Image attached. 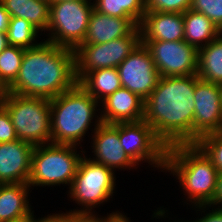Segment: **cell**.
I'll use <instances>...</instances> for the list:
<instances>
[{"label":"cell","mask_w":222,"mask_h":222,"mask_svg":"<svg viewBox=\"0 0 222 222\" xmlns=\"http://www.w3.org/2000/svg\"><path fill=\"white\" fill-rule=\"evenodd\" d=\"M195 75L160 76L144 101L143 120L168 148L193 144Z\"/></svg>","instance_id":"6da1fadb"},{"label":"cell","mask_w":222,"mask_h":222,"mask_svg":"<svg viewBox=\"0 0 222 222\" xmlns=\"http://www.w3.org/2000/svg\"><path fill=\"white\" fill-rule=\"evenodd\" d=\"M77 83L74 50L45 40L25 49L19 74L6 92L53 99Z\"/></svg>","instance_id":"7a4b0ae2"},{"label":"cell","mask_w":222,"mask_h":222,"mask_svg":"<svg viewBox=\"0 0 222 222\" xmlns=\"http://www.w3.org/2000/svg\"><path fill=\"white\" fill-rule=\"evenodd\" d=\"M165 171L177 177L187 194V201L195 206L210 205L217 187L218 171L196 144L168 147ZM189 199V200H188Z\"/></svg>","instance_id":"3957f363"},{"label":"cell","mask_w":222,"mask_h":222,"mask_svg":"<svg viewBox=\"0 0 222 222\" xmlns=\"http://www.w3.org/2000/svg\"><path fill=\"white\" fill-rule=\"evenodd\" d=\"M98 103L78 83L50 99L51 143L79 146L100 110Z\"/></svg>","instance_id":"277c9868"},{"label":"cell","mask_w":222,"mask_h":222,"mask_svg":"<svg viewBox=\"0 0 222 222\" xmlns=\"http://www.w3.org/2000/svg\"><path fill=\"white\" fill-rule=\"evenodd\" d=\"M1 104L10 114L19 140L34 146L51 143L50 99L6 92Z\"/></svg>","instance_id":"5b68a950"},{"label":"cell","mask_w":222,"mask_h":222,"mask_svg":"<svg viewBox=\"0 0 222 222\" xmlns=\"http://www.w3.org/2000/svg\"><path fill=\"white\" fill-rule=\"evenodd\" d=\"M77 146L48 143L37 145L32 155L31 171L28 185L71 187L82 154L77 153Z\"/></svg>","instance_id":"8992f818"},{"label":"cell","mask_w":222,"mask_h":222,"mask_svg":"<svg viewBox=\"0 0 222 222\" xmlns=\"http://www.w3.org/2000/svg\"><path fill=\"white\" fill-rule=\"evenodd\" d=\"M113 170L103 164L96 163L86 156H82L71 187L69 197L82 209L70 210L72 213H94L93 208L110 200L113 196L116 178Z\"/></svg>","instance_id":"52a82bcc"},{"label":"cell","mask_w":222,"mask_h":222,"mask_svg":"<svg viewBox=\"0 0 222 222\" xmlns=\"http://www.w3.org/2000/svg\"><path fill=\"white\" fill-rule=\"evenodd\" d=\"M92 0L60 1L50 3L49 32L46 41L60 47L75 50L86 35L90 14L94 10Z\"/></svg>","instance_id":"ba28073f"},{"label":"cell","mask_w":222,"mask_h":222,"mask_svg":"<svg viewBox=\"0 0 222 222\" xmlns=\"http://www.w3.org/2000/svg\"><path fill=\"white\" fill-rule=\"evenodd\" d=\"M141 43V31L135 27L127 36L101 44H80L75 50V75L79 83L89 72L117 68Z\"/></svg>","instance_id":"9c48e42d"},{"label":"cell","mask_w":222,"mask_h":222,"mask_svg":"<svg viewBox=\"0 0 222 222\" xmlns=\"http://www.w3.org/2000/svg\"><path fill=\"white\" fill-rule=\"evenodd\" d=\"M118 134L124 151L137 165L144 161L165 170L167 147L144 120L118 123Z\"/></svg>","instance_id":"30bf717a"},{"label":"cell","mask_w":222,"mask_h":222,"mask_svg":"<svg viewBox=\"0 0 222 222\" xmlns=\"http://www.w3.org/2000/svg\"><path fill=\"white\" fill-rule=\"evenodd\" d=\"M149 50L160 76L175 77L197 74L198 50L184 40H141Z\"/></svg>","instance_id":"8fae6325"},{"label":"cell","mask_w":222,"mask_h":222,"mask_svg":"<svg viewBox=\"0 0 222 222\" xmlns=\"http://www.w3.org/2000/svg\"><path fill=\"white\" fill-rule=\"evenodd\" d=\"M121 85L144 101L155 89L160 78L149 50L140 43L117 67Z\"/></svg>","instance_id":"7c38bea8"},{"label":"cell","mask_w":222,"mask_h":222,"mask_svg":"<svg viewBox=\"0 0 222 222\" xmlns=\"http://www.w3.org/2000/svg\"><path fill=\"white\" fill-rule=\"evenodd\" d=\"M193 144L209 133L222 132V99L219 84L195 75Z\"/></svg>","instance_id":"4fadbf2b"},{"label":"cell","mask_w":222,"mask_h":222,"mask_svg":"<svg viewBox=\"0 0 222 222\" xmlns=\"http://www.w3.org/2000/svg\"><path fill=\"white\" fill-rule=\"evenodd\" d=\"M94 135L92 138L93 159L90 160L105 165L115 171V168L131 169L137 164L126 154L120 144L117 124L102 123L101 117L97 116L94 123Z\"/></svg>","instance_id":"5bb4252c"},{"label":"cell","mask_w":222,"mask_h":222,"mask_svg":"<svg viewBox=\"0 0 222 222\" xmlns=\"http://www.w3.org/2000/svg\"><path fill=\"white\" fill-rule=\"evenodd\" d=\"M34 148L19 139L0 143V181L28 184Z\"/></svg>","instance_id":"9a60e30c"},{"label":"cell","mask_w":222,"mask_h":222,"mask_svg":"<svg viewBox=\"0 0 222 222\" xmlns=\"http://www.w3.org/2000/svg\"><path fill=\"white\" fill-rule=\"evenodd\" d=\"M100 104L102 111L99 116L102 123L117 124L143 120L144 100L127 88H119Z\"/></svg>","instance_id":"2e32d148"},{"label":"cell","mask_w":222,"mask_h":222,"mask_svg":"<svg viewBox=\"0 0 222 222\" xmlns=\"http://www.w3.org/2000/svg\"><path fill=\"white\" fill-rule=\"evenodd\" d=\"M139 28L141 40H184L183 13L146 12Z\"/></svg>","instance_id":"e0dca14e"},{"label":"cell","mask_w":222,"mask_h":222,"mask_svg":"<svg viewBox=\"0 0 222 222\" xmlns=\"http://www.w3.org/2000/svg\"><path fill=\"white\" fill-rule=\"evenodd\" d=\"M135 27L138 25L131 18L112 17L93 10L82 44H101L125 37Z\"/></svg>","instance_id":"ac0fdd59"},{"label":"cell","mask_w":222,"mask_h":222,"mask_svg":"<svg viewBox=\"0 0 222 222\" xmlns=\"http://www.w3.org/2000/svg\"><path fill=\"white\" fill-rule=\"evenodd\" d=\"M30 188L24 183L3 184L0 190V222H14L33 213L28 199Z\"/></svg>","instance_id":"d6986e66"},{"label":"cell","mask_w":222,"mask_h":222,"mask_svg":"<svg viewBox=\"0 0 222 222\" xmlns=\"http://www.w3.org/2000/svg\"><path fill=\"white\" fill-rule=\"evenodd\" d=\"M11 17L27 20L38 31H47L50 2L47 0H0Z\"/></svg>","instance_id":"ffe728a7"},{"label":"cell","mask_w":222,"mask_h":222,"mask_svg":"<svg viewBox=\"0 0 222 222\" xmlns=\"http://www.w3.org/2000/svg\"><path fill=\"white\" fill-rule=\"evenodd\" d=\"M183 20L184 41L197 50L216 39L222 33L203 13L189 9L183 13Z\"/></svg>","instance_id":"44dd1931"},{"label":"cell","mask_w":222,"mask_h":222,"mask_svg":"<svg viewBox=\"0 0 222 222\" xmlns=\"http://www.w3.org/2000/svg\"><path fill=\"white\" fill-rule=\"evenodd\" d=\"M197 76L206 82L222 83V33L198 50Z\"/></svg>","instance_id":"7402d4cb"},{"label":"cell","mask_w":222,"mask_h":222,"mask_svg":"<svg viewBox=\"0 0 222 222\" xmlns=\"http://www.w3.org/2000/svg\"><path fill=\"white\" fill-rule=\"evenodd\" d=\"M78 84L99 103L122 87L117 68L89 72Z\"/></svg>","instance_id":"603a6c76"},{"label":"cell","mask_w":222,"mask_h":222,"mask_svg":"<svg viewBox=\"0 0 222 222\" xmlns=\"http://www.w3.org/2000/svg\"><path fill=\"white\" fill-rule=\"evenodd\" d=\"M94 10L119 18H131L138 26L146 13L145 0H95Z\"/></svg>","instance_id":"cb8c5ba5"},{"label":"cell","mask_w":222,"mask_h":222,"mask_svg":"<svg viewBox=\"0 0 222 222\" xmlns=\"http://www.w3.org/2000/svg\"><path fill=\"white\" fill-rule=\"evenodd\" d=\"M6 33L10 46L27 49L39 44L35 39L37 38L39 31L25 19L11 17Z\"/></svg>","instance_id":"d4e9b609"},{"label":"cell","mask_w":222,"mask_h":222,"mask_svg":"<svg viewBox=\"0 0 222 222\" xmlns=\"http://www.w3.org/2000/svg\"><path fill=\"white\" fill-rule=\"evenodd\" d=\"M24 51V48L9 45L0 53V83L5 89L17 78Z\"/></svg>","instance_id":"484cf974"},{"label":"cell","mask_w":222,"mask_h":222,"mask_svg":"<svg viewBox=\"0 0 222 222\" xmlns=\"http://www.w3.org/2000/svg\"><path fill=\"white\" fill-rule=\"evenodd\" d=\"M195 144L211 160L218 173H222V132L206 134Z\"/></svg>","instance_id":"4316f807"},{"label":"cell","mask_w":222,"mask_h":222,"mask_svg":"<svg viewBox=\"0 0 222 222\" xmlns=\"http://www.w3.org/2000/svg\"><path fill=\"white\" fill-rule=\"evenodd\" d=\"M190 9L203 13L222 32V0H191Z\"/></svg>","instance_id":"83f0119b"},{"label":"cell","mask_w":222,"mask_h":222,"mask_svg":"<svg viewBox=\"0 0 222 222\" xmlns=\"http://www.w3.org/2000/svg\"><path fill=\"white\" fill-rule=\"evenodd\" d=\"M146 12L185 13L191 0H145Z\"/></svg>","instance_id":"f1b7e54d"},{"label":"cell","mask_w":222,"mask_h":222,"mask_svg":"<svg viewBox=\"0 0 222 222\" xmlns=\"http://www.w3.org/2000/svg\"><path fill=\"white\" fill-rule=\"evenodd\" d=\"M15 128L7 109L0 104V143L17 140Z\"/></svg>","instance_id":"f546056e"},{"label":"cell","mask_w":222,"mask_h":222,"mask_svg":"<svg viewBox=\"0 0 222 222\" xmlns=\"http://www.w3.org/2000/svg\"><path fill=\"white\" fill-rule=\"evenodd\" d=\"M219 204L221 206H218V207L222 208V173L218 174L216 193H215V196H214V199H213L212 203L210 205H197V206H194V207L199 209L197 211L204 210V211H201V212L205 213V209H206L207 206L211 207V205H212V207H215L216 205H219Z\"/></svg>","instance_id":"4dcf8cb0"},{"label":"cell","mask_w":222,"mask_h":222,"mask_svg":"<svg viewBox=\"0 0 222 222\" xmlns=\"http://www.w3.org/2000/svg\"><path fill=\"white\" fill-rule=\"evenodd\" d=\"M36 222H73V213L66 212V213H58L53 215H47V217H41L40 219H36Z\"/></svg>","instance_id":"1f68e13d"},{"label":"cell","mask_w":222,"mask_h":222,"mask_svg":"<svg viewBox=\"0 0 222 222\" xmlns=\"http://www.w3.org/2000/svg\"><path fill=\"white\" fill-rule=\"evenodd\" d=\"M185 222V221H184ZM189 222V221H188ZM192 222V221H191ZM193 222H222V208H212V211L206 213L202 218L193 220Z\"/></svg>","instance_id":"d6a6232c"},{"label":"cell","mask_w":222,"mask_h":222,"mask_svg":"<svg viewBox=\"0 0 222 222\" xmlns=\"http://www.w3.org/2000/svg\"><path fill=\"white\" fill-rule=\"evenodd\" d=\"M73 222H104V217L99 218L95 213H73Z\"/></svg>","instance_id":"836d02e7"},{"label":"cell","mask_w":222,"mask_h":222,"mask_svg":"<svg viewBox=\"0 0 222 222\" xmlns=\"http://www.w3.org/2000/svg\"><path fill=\"white\" fill-rule=\"evenodd\" d=\"M10 14L6 11L4 6L0 3V32L6 33L9 27Z\"/></svg>","instance_id":"e575fe53"},{"label":"cell","mask_w":222,"mask_h":222,"mask_svg":"<svg viewBox=\"0 0 222 222\" xmlns=\"http://www.w3.org/2000/svg\"><path fill=\"white\" fill-rule=\"evenodd\" d=\"M118 212V213H117ZM126 215L124 216L119 211L112 212L107 217H104V222H130Z\"/></svg>","instance_id":"d590c367"},{"label":"cell","mask_w":222,"mask_h":222,"mask_svg":"<svg viewBox=\"0 0 222 222\" xmlns=\"http://www.w3.org/2000/svg\"><path fill=\"white\" fill-rule=\"evenodd\" d=\"M9 46L7 33L0 32V53Z\"/></svg>","instance_id":"8d00e7d4"},{"label":"cell","mask_w":222,"mask_h":222,"mask_svg":"<svg viewBox=\"0 0 222 222\" xmlns=\"http://www.w3.org/2000/svg\"><path fill=\"white\" fill-rule=\"evenodd\" d=\"M14 222H36V219L34 217V214H30L29 216L22 218L20 220H16Z\"/></svg>","instance_id":"74e56055"},{"label":"cell","mask_w":222,"mask_h":222,"mask_svg":"<svg viewBox=\"0 0 222 222\" xmlns=\"http://www.w3.org/2000/svg\"><path fill=\"white\" fill-rule=\"evenodd\" d=\"M5 93H6V89L4 88V86L0 83V104H1V101L3 100L4 96H5Z\"/></svg>","instance_id":"f35d334b"},{"label":"cell","mask_w":222,"mask_h":222,"mask_svg":"<svg viewBox=\"0 0 222 222\" xmlns=\"http://www.w3.org/2000/svg\"><path fill=\"white\" fill-rule=\"evenodd\" d=\"M60 1H74V0H52V2H60Z\"/></svg>","instance_id":"ab89813d"},{"label":"cell","mask_w":222,"mask_h":222,"mask_svg":"<svg viewBox=\"0 0 222 222\" xmlns=\"http://www.w3.org/2000/svg\"><path fill=\"white\" fill-rule=\"evenodd\" d=\"M219 87H220V91H221V99H222V83L219 84Z\"/></svg>","instance_id":"60d3db41"},{"label":"cell","mask_w":222,"mask_h":222,"mask_svg":"<svg viewBox=\"0 0 222 222\" xmlns=\"http://www.w3.org/2000/svg\"><path fill=\"white\" fill-rule=\"evenodd\" d=\"M3 184L4 183L0 181V190H1L2 186H3Z\"/></svg>","instance_id":"b9f144b4"}]
</instances>
